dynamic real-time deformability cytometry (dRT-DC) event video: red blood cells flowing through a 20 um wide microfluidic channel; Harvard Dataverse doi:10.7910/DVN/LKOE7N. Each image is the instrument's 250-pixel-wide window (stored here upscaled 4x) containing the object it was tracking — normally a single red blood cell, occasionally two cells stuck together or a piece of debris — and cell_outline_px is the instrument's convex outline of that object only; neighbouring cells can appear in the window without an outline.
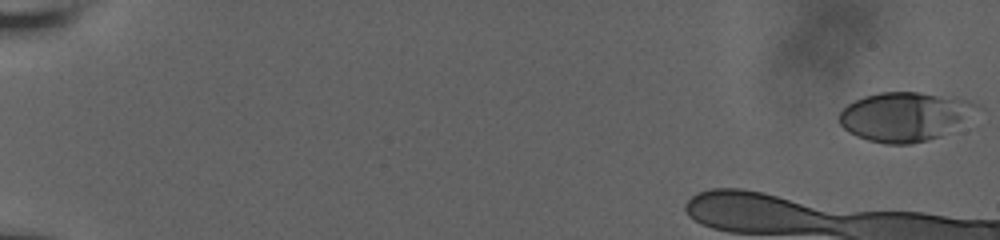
{"species": "human", "species_latin": "Homo sapiens", "temperature_condition": "room temperature", "stored_images_in_passage": 44, "camera_frame_rate_fps": 3000, "um_per_image_px": 0.085, "donor": {"sex": "male"}, "frame": {"image": 1, "passage_image": 1, "time_ms": 0.0, "image_size_px": [1000, 240], "cell_outline_px": [[984, 108], [940, 136], [928, 140], [912, 144], [884, 144], [868, 140], [856, 136], [848, 132], [840, 124], [840, 112], [848, 104], [864, 96], [880, 92], [920, 92], [956, 96], [980, 104]], "centroid_in_image_um": [76.96, 9.89], "position_along_channel_um": 8.0, "area_um2": 39.71}}
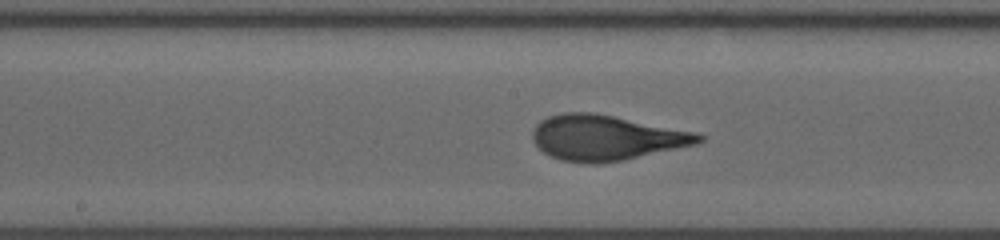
{"frame": {"image": 2, "passage_image": 26, "time_ms": 8.333, "image_size_px": [1000, 240], "cell_outline_px": [[704, 140], [696, 144], [624, 160], [592, 164], [588, 164], [560, 160], [544, 152], [532, 140], [532, 132], [536, 124], [540, 120], [548, 116], [564, 112], [592, 112], [696, 132], [704, 136]], "centroid_in_image_um": [51.49, 11.7], "position_along_channel_um": 196.7, "area_um2": 43.64}}
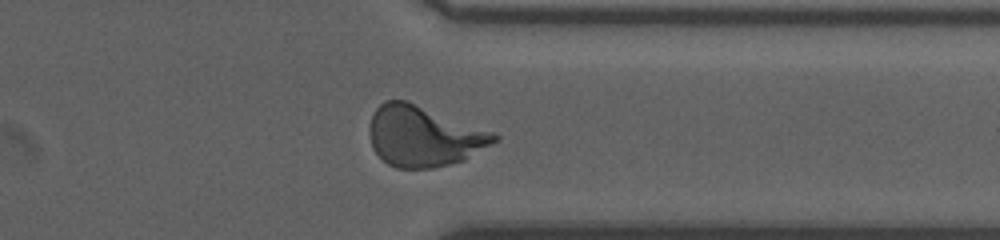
{"frame": {"image": 3, "passage_image": 40, "time_ms": 13.0, "image_size_px": [1000, 240], "cell_outline_px": [[500, 140], [464, 160], [432, 168], [396, 168], [388, 164], [372, 148], [368, 132], [368, 128], [372, 116], [376, 108], [384, 100], [408, 100], [492, 132], [500, 136]], "centroid_in_image_um": [36.0, 11.57], "position_along_channel_um": 375.4, "area_um2": 44.04}, "authors_computed_cell_mechanics": {"area_um2": 42.1651, "velocity_mm_per_s": 3.8348, "shape_relaxation_time_tau1_ms": 3.7394, "shape_relaxation_time_tau2_ms": null, "deformation_change_tau1": 0.1826, "deformation_change_tau2": null}}